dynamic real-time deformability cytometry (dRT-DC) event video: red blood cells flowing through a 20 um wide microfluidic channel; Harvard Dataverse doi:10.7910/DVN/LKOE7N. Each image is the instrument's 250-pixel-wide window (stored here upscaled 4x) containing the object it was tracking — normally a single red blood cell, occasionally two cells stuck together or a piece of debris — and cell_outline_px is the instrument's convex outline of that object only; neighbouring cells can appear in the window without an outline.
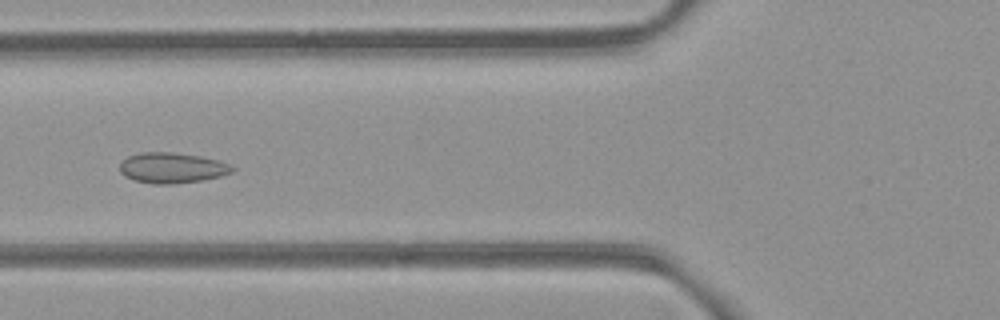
{"species": "common noctule bat (a hibernating species)", "species_latin": "Nyctalus noctula", "temperature_condition": "room temperature", "stored_images_in_passage": 53, "camera_frame_rate_fps": 3000, "um_per_image_px": 0.085, "animal": {"sex": "female", "body_mass_g": 21.9}, "frame": {"image": 1, "passage_image": 20, "time_ms": 6.333, "image_size_px": [1000, 320], "cell_outline_px": [[236, 168], [232, 172], [220, 176], [200, 180], [172, 184], [152, 184], [132, 180], [124, 176], [120, 172], [120, 164], [128, 156], [140, 152], [172, 152], [200, 156], [220, 160], [232, 164]], "centroid_in_image_um": [14.63, 14.26], "position_along_channel_um": 111.2, "area_um2": 20.17}}
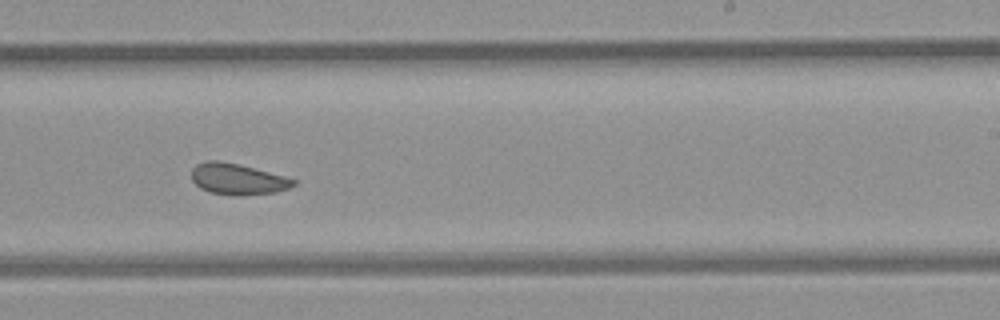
{"frame": {"image": 2, "passage_image": 32, "time_ms": 10.333, "image_size_px": [1000, 320], "cell_outline_px": [[296, 184], [288, 188], [276, 192], [232, 196], [212, 192], [200, 188], [192, 180], [192, 168], [196, 164], [204, 160], [220, 160], [284, 176], [296, 180]], "centroid_in_image_um": [20.16, 15.22], "position_along_channel_um": 268.8, "area_um2": 18.26}}
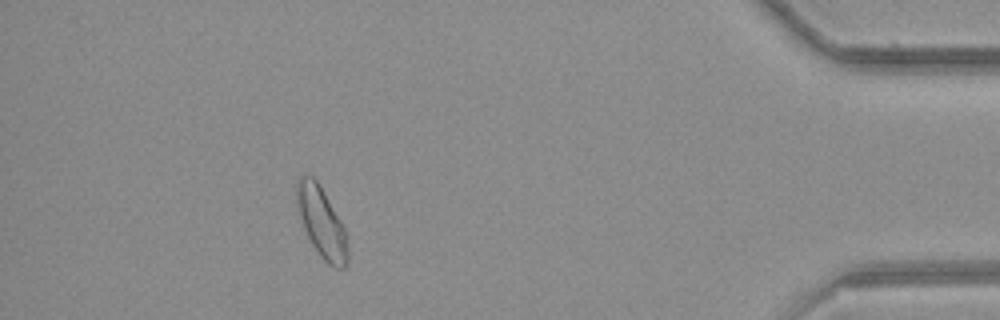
{"frame": {"image": 3, "passage_image": 47, "time_ms": 15.333, "image_size_px": [1000, 320], "cell_outline_px": [[348, 264], [344, 268], [336, 268], [328, 264], [320, 256], [312, 244], [304, 228], [296, 208], [296, 180], [300, 176], [312, 176], [316, 180], [340, 220], [344, 228], [348, 248]], "centroid_in_image_um": [27.31, 18.92], "position_along_channel_um": 407.9, "area_um2": 20.69}, "authors_computed_cell_mechanics": {"area_um2": 19.941, "velocity_mm_per_s": 3.9429, "shape_relaxation_time_tau1_ms": null, "shape_relaxation_time_tau2_ms": 1.6576, "deformation_change_tau1": null, "deformation_change_tau2": 0.0827}}